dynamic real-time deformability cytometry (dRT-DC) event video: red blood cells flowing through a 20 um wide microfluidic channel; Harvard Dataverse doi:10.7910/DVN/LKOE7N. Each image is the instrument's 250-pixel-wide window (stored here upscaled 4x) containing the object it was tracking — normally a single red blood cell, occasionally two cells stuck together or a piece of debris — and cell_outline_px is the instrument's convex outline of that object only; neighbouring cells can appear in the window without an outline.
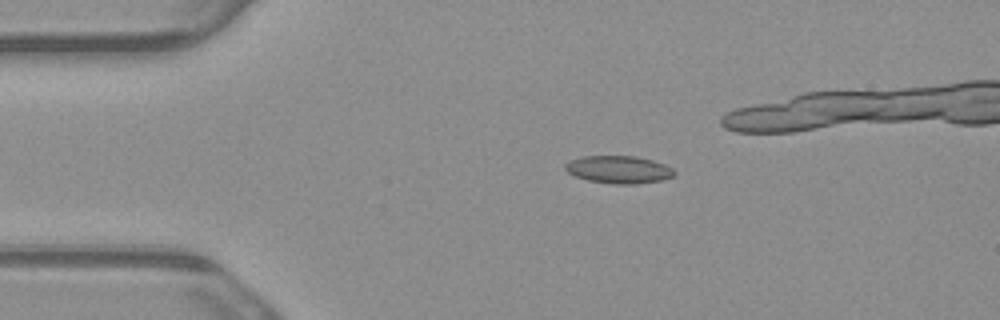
{"species": "common noctule bat (a hibernating species)", "species_latin": "Nyctalus noctula", "temperature_condition": "warm", "stored_images_in_passage": 7, "camera_frame_rate_fps": 3000, "um_per_image_px": 0.085, "animal": {"sex": "male", "body_mass_g": 23.1, "forearm_length_mm": 52.7}, "frame": {"image": 1, "passage_image": 3, "time_ms": 0.667, "image_size_px": [1000, 320], "cell_outline_px": [[676, 176], [664, 180], [636, 184], [616, 184], [588, 180], [576, 176], [568, 172], [564, 168], [564, 164], [580, 156], [636, 156], [652, 160], [664, 164], [672, 168], [676, 172]], "centroid_in_image_um": [52.63, 14.41], "position_along_channel_um": 32.4, "area_um2": 17.63}}
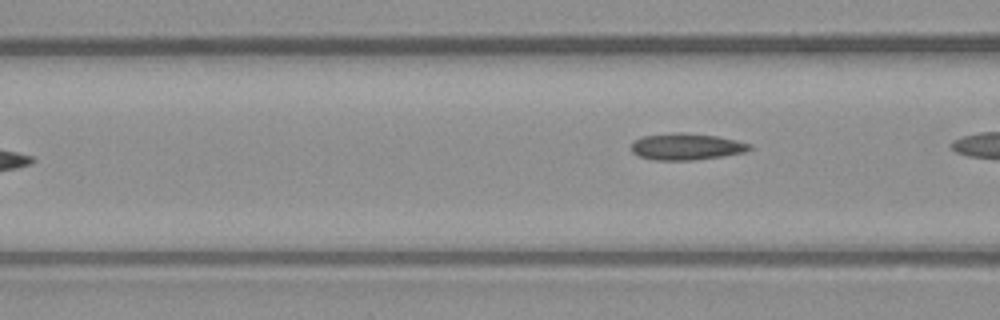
{"frame": {"image": 2, "passage_image": 7, "time_ms": 2.0, "image_size_px": [1000, 320], "cell_outline_px": [[752, 148], [744, 152], [724, 156], [692, 160], [652, 160], [640, 156], [632, 152], [632, 144], [640, 136], [672, 132], [684, 132], [716, 136], [736, 140], [752, 144]], "centroid_in_image_um": [58.34, 12.45], "position_along_channel_um": 108.3, "area_um2": 18.44}}